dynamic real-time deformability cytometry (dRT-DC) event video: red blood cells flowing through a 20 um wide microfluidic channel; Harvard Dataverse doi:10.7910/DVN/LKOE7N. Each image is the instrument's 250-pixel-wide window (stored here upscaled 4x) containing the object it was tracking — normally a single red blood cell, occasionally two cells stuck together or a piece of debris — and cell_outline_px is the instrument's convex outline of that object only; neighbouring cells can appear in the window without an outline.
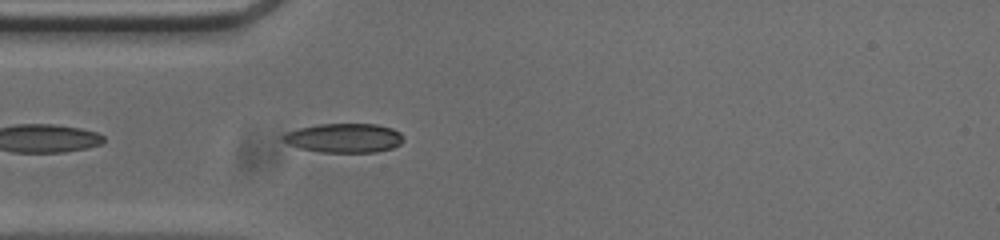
{"species": "common noctule bat (a hibernating species)", "species_latin": "Nyctalus noctula", "temperature_condition": "cold", "stored_images_in_passage": 41, "camera_frame_rate_fps": 3000, "um_per_image_px": 0.085, "animal": {"sex": "male", "body_mass_g": 20.0, "forearm_length_mm": 53.3}, "frame": {"image": 1, "passage_image": 3, "time_ms": 0.667, "image_size_px": [1000, 240], "cell_outline_px": [[400, 144], [392, 148], [372, 152], [324, 152], [300, 148], [288, 144], [284, 140], [284, 136], [288, 132], [300, 128], [320, 124], [376, 124], [392, 128], [400, 132]], "centroid_in_image_um": [29.26, 11.72], "position_along_channel_um": 55.7, "area_um2": 20.0}}
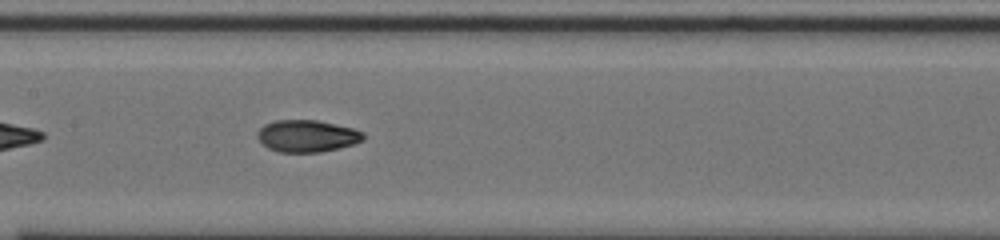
{"frame": {"image": 2, "passage_image": 13, "time_ms": 4.0, "image_size_px": [1000, 240], "cell_outline_px": [[364, 136], [360, 140], [352, 144], [320, 152], [280, 152], [268, 148], [260, 140], [260, 128], [264, 124], [276, 120], [316, 120], [352, 128], [364, 132]], "centroid_in_image_um": [26.09, 11.55], "position_along_channel_um": 181.3, "area_um2": 19.25}}
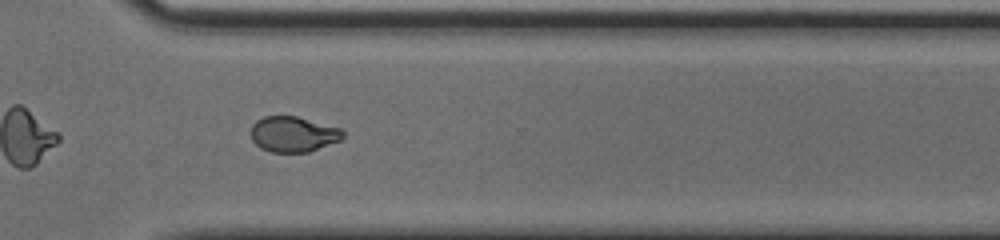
{"frame": {"image": 3, "passage_image": 26, "time_ms": 8.333, "image_size_px": [1000, 240], "cell_outline_px": [[344, 136], [340, 140], [308, 152], [272, 152], [260, 148], [252, 140], [252, 124], [256, 120], [264, 116], [296, 116], [340, 128], [344, 132]], "centroid_in_image_um": [24.91, 11.4], "position_along_channel_um": 345.7, "area_um2": 18.9}, "authors_computed_cell_mechanics": {"area_um2": 19.4786, "velocity_mm_per_s": 3.7939, "shape_relaxation_time_tau1_ms": 8.6745, "shape_relaxation_time_tau2_ms": 1.793, "deformation_change_tau1": 0.2291, "deformation_change_tau2": 0.0639}}